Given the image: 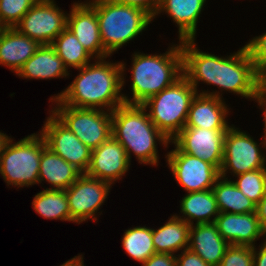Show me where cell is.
Masks as SVG:
<instances>
[{
    "mask_svg": "<svg viewBox=\"0 0 266 266\" xmlns=\"http://www.w3.org/2000/svg\"><path fill=\"white\" fill-rule=\"evenodd\" d=\"M183 75L197 92L200 81L253 99L260 76L246 47L227 58L197 49L194 40L181 41Z\"/></svg>",
    "mask_w": 266,
    "mask_h": 266,
    "instance_id": "obj_1",
    "label": "cell"
},
{
    "mask_svg": "<svg viewBox=\"0 0 266 266\" xmlns=\"http://www.w3.org/2000/svg\"><path fill=\"white\" fill-rule=\"evenodd\" d=\"M97 59L93 64H87L80 70L73 82L57 96L63 104L75 108H89L113 111L124 104V94L121 89L125 83V64L122 62L111 63Z\"/></svg>",
    "mask_w": 266,
    "mask_h": 266,
    "instance_id": "obj_2",
    "label": "cell"
},
{
    "mask_svg": "<svg viewBox=\"0 0 266 266\" xmlns=\"http://www.w3.org/2000/svg\"><path fill=\"white\" fill-rule=\"evenodd\" d=\"M112 137L125 149L128 160L131 152L139 163L158 166L156 140L165 147L169 139L150 120L146 108L140 104H122L112 112Z\"/></svg>",
    "mask_w": 266,
    "mask_h": 266,
    "instance_id": "obj_3",
    "label": "cell"
},
{
    "mask_svg": "<svg viewBox=\"0 0 266 266\" xmlns=\"http://www.w3.org/2000/svg\"><path fill=\"white\" fill-rule=\"evenodd\" d=\"M131 67L133 98L124 97L125 104H143L151 96L172 85L183 75L181 41L159 55L134 53Z\"/></svg>",
    "mask_w": 266,
    "mask_h": 266,
    "instance_id": "obj_4",
    "label": "cell"
},
{
    "mask_svg": "<svg viewBox=\"0 0 266 266\" xmlns=\"http://www.w3.org/2000/svg\"><path fill=\"white\" fill-rule=\"evenodd\" d=\"M89 3L96 9L101 41L109 55L142 33L153 20L143 9L135 6L110 0H92Z\"/></svg>",
    "mask_w": 266,
    "mask_h": 266,
    "instance_id": "obj_5",
    "label": "cell"
},
{
    "mask_svg": "<svg viewBox=\"0 0 266 266\" xmlns=\"http://www.w3.org/2000/svg\"><path fill=\"white\" fill-rule=\"evenodd\" d=\"M197 93L182 75L172 85L141 105L149 108L150 120L171 142L185 127L191 101Z\"/></svg>",
    "mask_w": 266,
    "mask_h": 266,
    "instance_id": "obj_6",
    "label": "cell"
},
{
    "mask_svg": "<svg viewBox=\"0 0 266 266\" xmlns=\"http://www.w3.org/2000/svg\"><path fill=\"white\" fill-rule=\"evenodd\" d=\"M9 138L0 155V174L7 185L24 187L38 184L42 150L47 146L44 137L31 134L13 143Z\"/></svg>",
    "mask_w": 266,
    "mask_h": 266,
    "instance_id": "obj_7",
    "label": "cell"
},
{
    "mask_svg": "<svg viewBox=\"0 0 266 266\" xmlns=\"http://www.w3.org/2000/svg\"><path fill=\"white\" fill-rule=\"evenodd\" d=\"M52 100V101H51ZM58 106L52 112L90 150L96 149L111 136L112 115L100 109L75 108L63 104L58 98L50 99Z\"/></svg>",
    "mask_w": 266,
    "mask_h": 266,
    "instance_id": "obj_8",
    "label": "cell"
},
{
    "mask_svg": "<svg viewBox=\"0 0 266 266\" xmlns=\"http://www.w3.org/2000/svg\"><path fill=\"white\" fill-rule=\"evenodd\" d=\"M230 127L224 139V156L220 176L232 171L237 176L256 169L266 168V158L259 150V145L250 135ZM228 170V171H227Z\"/></svg>",
    "mask_w": 266,
    "mask_h": 266,
    "instance_id": "obj_9",
    "label": "cell"
},
{
    "mask_svg": "<svg viewBox=\"0 0 266 266\" xmlns=\"http://www.w3.org/2000/svg\"><path fill=\"white\" fill-rule=\"evenodd\" d=\"M66 26L67 14L54 0H38L15 28L40 45H50Z\"/></svg>",
    "mask_w": 266,
    "mask_h": 266,
    "instance_id": "obj_10",
    "label": "cell"
},
{
    "mask_svg": "<svg viewBox=\"0 0 266 266\" xmlns=\"http://www.w3.org/2000/svg\"><path fill=\"white\" fill-rule=\"evenodd\" d=\"M166 158L176 181L187 193L210 190L220 177V170L217 167L193 155L183 153L176 145Z\"/></svg>",
    "mask_w": 266,
    "mask_h": 266,
    "instance_id": "obj_11",
    "label": "cell"
},
{
    "mask_svg": "<svg viewBox=\"0 0 266 266\" xmlns=\"http://www.w3.org/2000/svg\"><path fill=\"white\" fill-rule=\"evenodd\" d=\"M41 135L46 145L66 162L85 174L91 161V151L53 113L47 118Z\"/></svg>",
    "mask_w": 266,
    "mask_h": 266,
    "instance_id": "obj_12",
    "label": "cell"
},
{
    "mask_svg": "<svg viewBox=\"0 0 266 266\" xmlns=\"http://www.w3.org/2000/svg\"><path fill=\"white\" fill-rule=\"evenodd\" d=\"M111 187L109 182L82 174L66 189L71 219L78 224L89 218L97 220L95 214L107 198Z\"/></svg>",
    "mask_w": 266,
    "mask_h": 266,
    "instance_id": "obj_13",
    "label": "cell"
},
{
    "mask_svg": "<svg viewBox=\"0 0 266 266\" xmlns=\"http://www.w3.org/2000/svg\"><path fill=\"white\" fill-rule=\"evenodd\" d=\"M227 130L184 127L171 142L183 153L207 161L220 170Z\"/></svg>",
    "mask_w": 266,
    "mask_h": 266,
    "instance_id": "obj_14",
    "label": "cell"
},
{
    "mask_svg": "<svg viewBox=\"0 0 266 266\" xmlns=\"http://www.w3.org/2000/svg\"><path fill=\"white\" fill-rule=\"evenodd\" d=\"M77 37L84 49L96 59L110 56L103 47L96 9L88 2L74 3L67 15V26Z\"/></svg>",
    "mask_w": 266,
    "mask_h": 266,
    "instance_id": "obj_15",
    "label": "cell"
},
{
    "mask_svg": "<svg viewBox=\"0 0 266 266\" xmlns=\"http://www.w3.org/2000/svg\"><path fill=\"white\" fill-rule=\"evenodd\" d=\"M130 167L124 147L112 136L91 151L87 176L111 184L121 179Z\"/></svg>",
    "mask_w": 266,
    "mask_h": 266,
    "instance_id": "obj_16",
    "label": "cell"
},
{
    "mask_svg": "<svg viewBox=\"0 0 266 266\" xmlns=\"http://www.w3.org/2000/svg\"><path fill=\"white\" fill-rule=\"evenodd\" d=\"M228 108L219 92L202 91L192 99L185 127L229 129Z\"/></svg>",
    "mask_w": 266,
    "mask_h": 266,
    "instance_id": "obj_17",
    "label": "cell"
},
{
    "mask_svg": "<svg viewBox=\"0 0 266 266\" xmlns=\"http://www.w3.org/2000/svg\"><path fill=\"white\" fill-rule=\"evenodd\" d=\"M218 232L230 245L254 247L266 232L261 228L256 212L244 214L219 212L214 222Z\"/></svg>",
    "mask_w": 266,
    "mask_h": 266,
    "instance_id": "obj_18",
    "label": "cell"
},
{
    "mask_svg": "<svg viewBox=\"0 0 266 266\" xmlns=\"http://www.w3.org/2000/svg\"><path fill=\"white\" fill-rule=\"evenodd\" d=\"M230 244L218 232L215 223L191 225L188 248L210 266H217Z\"/></svg>",
    "mask_w": 266,
    "mask_h": 266,
    "instance_id": "obj_19",
    "label": "cell"
},
{
    "mask_svg": "<svg viewBox=\"0 0 266 266\" xmlns=\"http://www.w3.org/2000/svg\"><path fill=\"white\" fill-rule=\"evenodd\" d=\"M40 46L37 41L20 33L15 27L4 28L0 35V64L17 73Z\"/></svg>",
    "mask_w": 266,
    "mask_h": 266,
    "instance_id": "obj_20",
    "label": "cell"
},
{
    "mask_svg": "<svg viewBox=\"0 0 266 266\" xmlns=\"http://www.w3.org/2000/svg\"><path fill=\"white\" fill-rule=\"evenodd\" d=\"M206 0H161L156 15L169 14L178 25L179 41L195 40L198 17Z\"/></svg>",
    "mask_w": 266,
    "mask_h": 266,
    "instance_id": "obj_21",
    "label": "cell"
},
{
    "mask_svg": "<svg viewBox=\"0 0 266 266\" xmlns=\"http://www.w3.org/2000/svg\"><path fill=\"white\" fill-rule=\"evenodd\" d=\"M16 74L22 78L44 80L66 77L69 72L55 48L50 44L41 45Z\"/></svg>",
    "mask_w": 266,
    "mask_h": 266,
    "instance_id": "obj_22",
    "label": "cell"
},
{
    "mask_svg": "<svg viewBox=\"0 0 266 266\" xmlns=\"http://www.w3.org/2000/svg\"><path fill=\"white\" fill-rule=\"evenodd\" d=\"M82 173L47 146L42 150L38 183L46 180L53 187L47 189L66 190Z\"/></svg>",
    "mask_w": 266,
    "mask_h": 266,
    "instance_id": "obj_23",
    "label": "cell"
},
{
    "mask_svg": "<svg viewBox=\"0 0 266 266\" xmlns=\"http://www.w3.org/2000/svg\"><path fill=\"white\" fill-rule=\"evenodd\" d=\"M182 217L190 226L195 224L214 223L219 215L216 199L212 189L189 192L180 202ZM211 216L214 218L211 220ZM184 217V218H183ZM187 217V218H186Z\"/></svg>",
    "mask_w": 266,
    "mask_h": 266,
    "instance_id": "obj_24",
    "label": "cell"
},
{
    "mask_svg": "<svg viewBox=\"0 0 266 266\" xmlns=\"http://www.w3.org/2000/svg\"><path fill=\"white\" fill-rule=\"evenodd\" d=\"M190 225L183 219L173 215L159 229H152V239L156 253L174 254L189 246Z\"/></svg>",
    "mask_w": 266,
    "mask_h": 266,
    "instance_id": "obj_25",
    "label": "cell"
},
{
    "mask_svg": "<svg viewBox=\"0 0 266 266\" xmlns=\"http://www.w3.org/2000/svg\"><path fill=\"white\" fill-rule=\"evenodd\" d=\"M219 212L244 214L256 212V205L247 198L233 181L219 177L212 187Z\"/></svg>",
    "mask_w": 266,
    "mask_h": 266,
    "instance_id": "obj_26",
    "label": "cell"
},
{
    "mask_svg": "<svg viewBox=\"0 0 266 266\" xmlns=\"http://www.w3.org/2000/svg\"><path fill=\"white\" fill-rule=\"evenodd\" d=\"M32 206L45 219L74 222L70 216L66 190L45 189L35 195Z\"/></svg>",
    "mask_w": 266,
    "mask_h": 266,
    "instance_id": "obj_27",
    "label": "cell"
},
{
    "mask_svg": "<svg viewBox=\"0 0 266 266\" xmlns=\"http://www.w3.org/2000/svg\"><path fill=\"white\" fill-rule=\"evenodd\" d=\"M51 45L67 69L68 67L82 68L90 62L92 57L67 27L54 39Z\"/></svg>",
    "mask_w": 266,
    "mask_h": 266,
    "instance_id": "obj_28",
    "label": "cell"
},
{
    "mask_svg": "<svg viewBox=\"0 0 266 266\" xmlns=\"http://www.w3.org/2000/svg\"><path fill=\"white\" fill-rule=\"evenodd\" d=\"M122 246L130 257L144 263L155 252L152 228L136 226L124 232Z\"/></svg>",
    "mask_w": 266,
    "mask_h": 266,
    "instance_id": "obj_29",
    "label": "cell"
},
{
    "mask_svg": "<svg viewBox=\"0 0 266 266\" xmlns=\"http://www.w3.org/2000/svg\"><path fill=\"white\" fill-rule=\"evenodd\" d=\"M237 178L233 181L237 188L257 205L266 193V168L237 175Z\"/></svg>",
    "mask_w": 266,
    "mask_h": 266,
    "instance_id": "obj_30",
    "label": "cell"
},
{
    "mask_svg": "<svg viewBox=\"0 0 266 266\" xmlns=\"http://www.w3.org/2000/svg\"><path fill=\"white\" fill-rule=\"evenodd\" d=\"M38 0H0V22L14 28Z\"/></svg>",
    "mask_w": 266,
    "mask_h": 266,
    "instance_id": "obj_31",
    "label": "cell"
},
{
    "mask_svg": "<svg viewBox=\"0 0 266 266\" xmlns=\"http://www.w3.org/2000/svg\"><path fill=\"white\" fill-rule=\"evenodd\" d=\"M217 266H253V247L230 245Z\"/></svg>",
    "mask_w": 266,
    "mask_h": 266,
    "instance_id": "obj_32",
    "label": "cell"
},
{
    "mask_svg": "<svg viewBox=\"0 0 266 266\" xmlns=\"http://www.w3.org/2000/svg\"><path fill=\"white\" fill-rule=\"evenodd\" d=\"M260 77H266V33L254 37L245 45Z\"/></svg>",
    "mask_w": 266,
    "mask_h": 266,
    "instance_id": "obj_33",
    "label": "cell"
},
{
    "mask_svg": "<svg viewBox=\"0 0 266 266\" xmlns=\"http://www.w3.org/2000/svg\"><path fill=\"white\" fill-rule=\"evenodd\" d=\"M113 3L120 5L135 6L143 9L153 19L156 16L161 0H110Z\"/></svg>",
    "mask_w": 266,
    "mask_h": 266,
    "instance_id": "obj_34",
    "label": "cell"
},
{
    "mask_svg": "<svg viewBox=\"0 0 266 266\" xmlns=\"http://www.w3.org/2000/svg\"><path fill=\"white\" fill-rule=\"evenodd\" d=\"M176 257V266H210L200 256L189 248L183 249L180 255Z\"/></svg>",
    "mask_w": 266,
    "mask_h": 266,
    "instance_id": "obj_35",
    "label": "cell"
},
{
    "mask_svg": "<svg viewBox=\"0 0 266 266\" xmlns=\"http://www.w3.org/2000/svg\"><path fill=\"white\" fill-rule=\"evenodd\" d=\"M253 99H255L256 102L259 103L258 105L261 106L264 111L263 115H264L265 135L263 136V141L261 142V144H263L264 148L266 149V77H260Z\"/></svg>",
    "mask_w": 266,
    "mask_h": 266,
    "instance_id": "obj_36",
    "label": "cell"
},
{
    "mask_svg": "<svg viewBox=\"0 0 266 266\" xmlns=\"http://www.w3.org/2000/svg\"><path fill=\"white\" fill-rule=\"evenodd\" d=\"M143 266H176V256L168 253H154Z\"/></svg>",
    "mask_w": 266,
    "mask_h": 266,
    "instance_id": "obj_37",
    "label": "cell"
},
{
    "mask_svg": "<svg viewBox=\"0 0 266 266\" xmlns=\"http://www.w3.org/2000/svg\"><path fill=\"white\" fill-rule=\"evenodd\" d=\"M256 214L261 228L266 232V193L256 205Z\"/></svg>",
    "mask_w": 266,
    "mask_h": 266,
    "instance_id": "obj_38",
    "label": "cell"
},
{
    "mask_svg": "<svg viewBox=\"0 0 266 266\" xmlns=\"http://www.w3.org/2000/svg\"><path fill=\"white\" fill-rule=\"evenodd\" d=\"M253 266H266V241L263 242L259 251L253 247Z\"/></svg>",
    "mask_w": 266,
    "mask_h": 266,
    "instance_id": "obj_39",
    "label": "cell"
},
{
    "mask_svg": "<svg viewBox=\"0 0 266 266\" xmlns=\"http://www.w3.org/2000/svg\"><path fill=\"white\" fill-rule=\"evenodd\" d=\"M81 256L82 255L74 256V258H71V260L66 261L60 266H84L83 256Z\"/></svg>",
    "mask_w": 266,
    "mask_h": 266,
    "instance_id": "obj_40",
    "label": "cell"
},
{
    "mask_svg": "<svg viewBox=\"0 0 266 266\" xmlns=\"http://www.w3.org/2000/svg\"><path fill=\"white\" fill-rule=\"evenodd\" d=\"M8 139H9V137L6 134L0 132V155H1L3 147H4V145Z\"/></svg>",
    "mask_w": 266,
    "mask_h": 266,
    "instance_id": "obj_41",
    "label": "cell"
},
{
    "mask_svg": "<svg viewBox=\"0 0 266 266\" xmlns=\"http://www.w3.org/2000/svg\"><path fill=\"white\" fill-rule=\"evenodd\" d=\"M4 26L2 25V23L0 22V35H1V33H2V31L4 30Z\"/></svg>",
    "mask_w": 266,
    "mask_h": 266,
    "instance_id": "obj_42",
    "label": "cell"
}]
</instances>
